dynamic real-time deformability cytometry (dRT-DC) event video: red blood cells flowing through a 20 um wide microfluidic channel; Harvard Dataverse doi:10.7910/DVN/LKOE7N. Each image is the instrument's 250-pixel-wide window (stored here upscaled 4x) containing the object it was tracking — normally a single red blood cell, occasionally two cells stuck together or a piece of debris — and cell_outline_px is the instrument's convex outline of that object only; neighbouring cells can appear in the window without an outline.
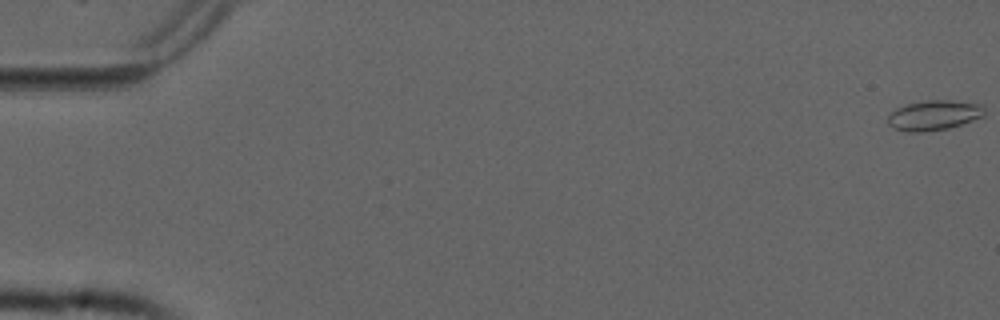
{"species": "common noctule bat (a hibernating species)", "species_latin": "Nyctalus noctula", "temperature_condition": "cold", "stored_images_in_passage": 15, "camera_frame_rate_fps": 3000, "um_per_image_px": 0.085, "animal": {"sex": "male", "forearm_length_mm": 52.5}, "frame": {"image": 1, "passage_image": 1, "time_ms": 0.0, "image_size_px": [1000, 320], "cell_outline_px": [[984, 116], [948, 128], [920, 132], [908, 132], [892, 128], [888, 124], [888, 116], [896, 108], [908, 104], [924, 100], [948, 100], [984, 104]], "centroid_in_image_um": [79.38, 9.79], "position_along_channel_um": 5.6, "area_um2": 16.82}}
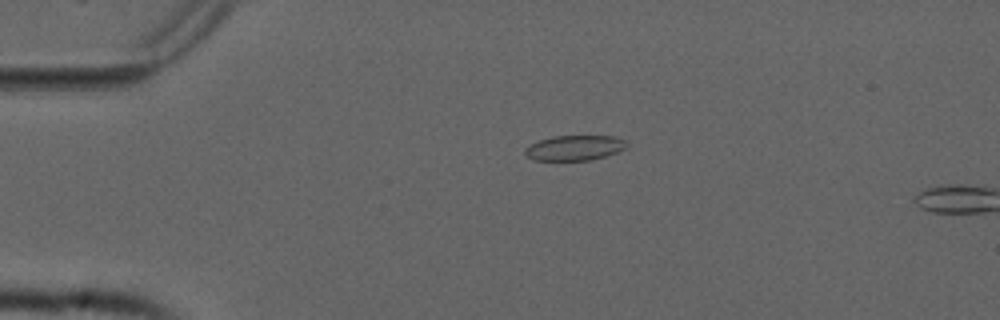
{"frame": {"image": 2, "passage_image": 13, "time_ms": 4.0, "image_size_px": [1000, 320], "cell_outline_px": [[628, 148], [592, 160], [532, 160], [524, 152], [524, 148], [540, 140], [552, 136], [612, 136], [624, 140], [628, 144]], "centroid_in_image_um": [48.85, 12.57], "position_along_channel_um": 36.2, "area_um2": 14.8}}